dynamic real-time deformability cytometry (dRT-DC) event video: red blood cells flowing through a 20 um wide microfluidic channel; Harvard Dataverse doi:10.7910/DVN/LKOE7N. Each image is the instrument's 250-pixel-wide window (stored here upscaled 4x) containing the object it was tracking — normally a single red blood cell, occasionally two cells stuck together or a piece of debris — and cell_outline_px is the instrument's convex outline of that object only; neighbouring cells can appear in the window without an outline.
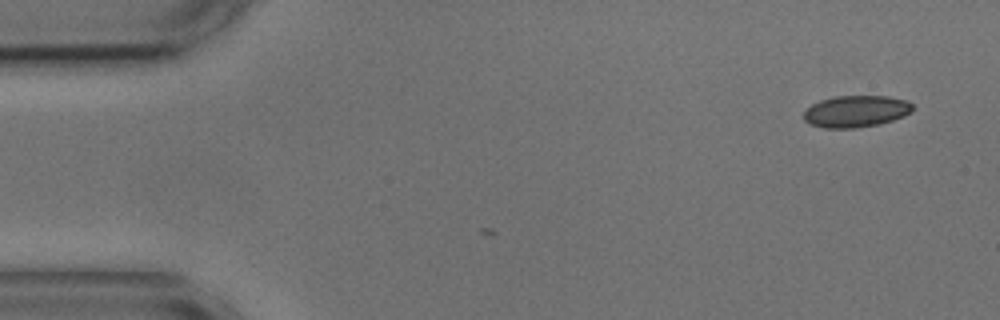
{"species": "common noctule bat (a hibernating species)", "species_latin": "Nyctalus noctula", "temperature_condition": "cold", "stored_images_in_passage": 6, "camera_frame_rate_fps": 3000, "um_per_image_px": 0.085, "animal": {"sex": "male", "body_mass_g": 17.9, "forearm_length_mm": 54.2}, "frame": {"image": 1, "passage_image": 6, "time_ms": 1.667, "image_size_px": [1000, 320], "cell_outline_px": [[916, 108], [912, 112], [904, 116], [880, 124], [856, 128], [824, 128], [808, 124], [804, 120], [804, 112], [812, 104], [820, 100], [836, 96], [888, 96], [908, 100]], "centroid_in_image_um": [72.79, 9.46], "position_along_channel_um": 12.2, "area_um2": 20.4}}